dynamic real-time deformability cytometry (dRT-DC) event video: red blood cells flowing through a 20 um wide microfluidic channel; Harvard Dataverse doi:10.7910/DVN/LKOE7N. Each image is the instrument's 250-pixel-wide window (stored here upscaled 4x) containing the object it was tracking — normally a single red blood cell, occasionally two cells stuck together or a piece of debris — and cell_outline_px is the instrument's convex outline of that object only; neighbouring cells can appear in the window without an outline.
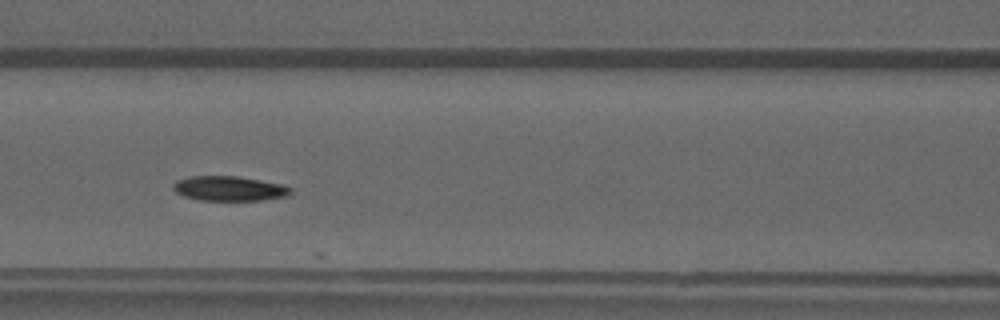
{"species": "common noctule bat (a hibernating species)", "species_latin": "Nyctalus noctula", "temperature_condition": "warm", "stored_images_in_passage": 6, "camera_frame_rate_fps": 3000, "um_per_image_px": 0.085, "animal": {"sex": "male", "forearm_length_mm": 52.5}, "frame": {"image": 1, "passage_image": 5, "time_ms": 5.0, "image_size_px": [1000, 320], "cell_outline_px": [[292, 192], [288, 196], [264, 200], [200, 200], [184, 196], [176, 192], [172, 188], [172, 184], [176, 180], [188, 176], [236, 176], [284, 184], [292, 188]], "centroid_in_image_um": [19.5, 16.02], "position_along_channel_um": 147.1, "area_um2": 17.11}}
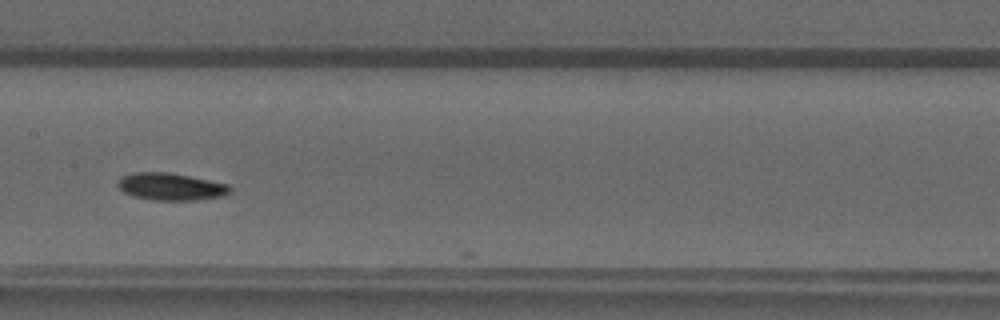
{"frame": {"image": 2, "passage_image": 6, "time_ms": 6.0, "image_size_px": [1000, 320], "cell_outline_px": [[232, 192], [224, 196], [200, 200], [152, 200], [132, 196], [124, 192], [116, 184], [116, 180], [120, 176], [132, 172], [168, 172], [228, 184], [232, 188]], "centroid_in_image_um": [14.5, 15.87], "position_along_channel_um": 192.9, "area_um2": 18.09}}